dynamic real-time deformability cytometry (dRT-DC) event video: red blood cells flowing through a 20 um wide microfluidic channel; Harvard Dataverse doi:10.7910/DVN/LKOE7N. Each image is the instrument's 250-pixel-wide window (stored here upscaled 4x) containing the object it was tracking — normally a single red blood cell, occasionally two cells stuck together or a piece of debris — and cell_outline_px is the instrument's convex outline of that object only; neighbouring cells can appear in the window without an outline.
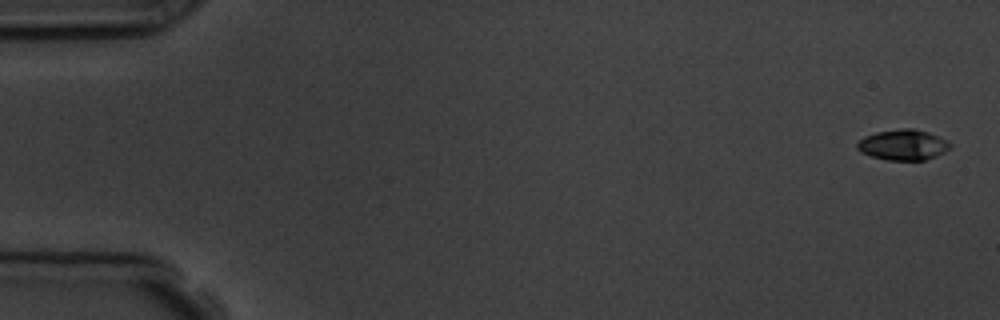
{"species": "common noctule bat (a hibernating species)", "species_latin": "Nyctalus noctula", "temperature_condition": "room temperature", "stored_images_in_passage": 10, "camera_frame_rate_fps": 3000, "um_per_image_px": 0.085, "animal": {"sex": "male", "body_mass_g": 19.5, "forearm_length_mm": 54.6}, "frame": {"image": 1, "passage_image": 1, "time_ms": 0.0, "image_size_px": [1000, 320], "cell_outline_px": [[952, 144], [944, 152], [936, 156], [924, 160], [888, 160], [872, 156], [860, 152], [856, 148], [856, 144], [864, 136], [876, 132], [900, 128], [912, 128], [928, 132], [948, 140]], "centroid_in_image_um": [76.75, 12.3], "position_along_channel_um": 8.2, "area_um2": 16.59}}
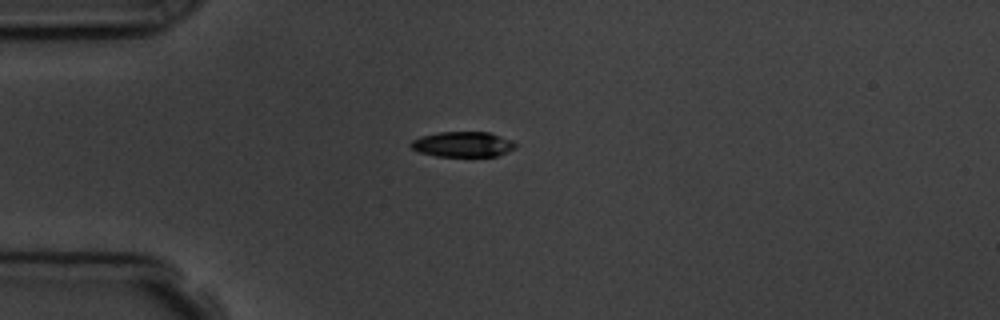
{"frame": {"image": 2, "passage_image": 4, "time_ms": 4.333, "image_size_px": [1000, 320], "cell_outline_px": [[516, 148], [496, 156], [436, 156], [420, 152], [412, 148], [408, 144], [412, 140], [420, 136], [440, 132], [488, 132], [512, 140], [516, 144]], "centroid_in_image_um": [39.32, 12.26], "position_along_channel_um": 45.7, "area_um2": 15.37}}
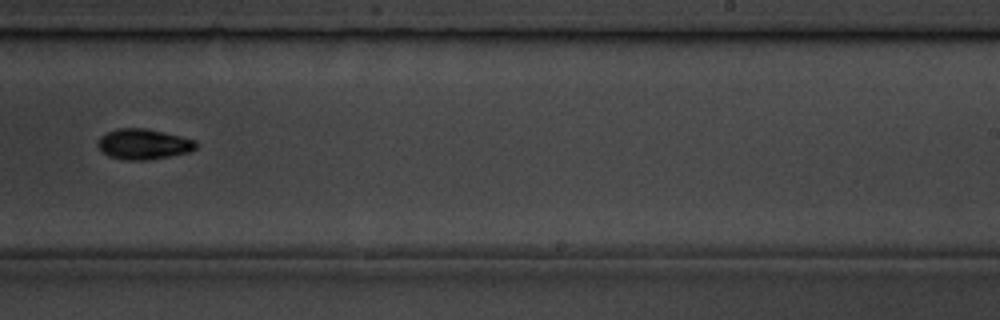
{"frame": {"image": 3, "passage_image": 10, "time_ms": 11.0, "image_size_px": [1000, 320], "cell_outline_px": [[200, 144], [196, 148], [188, 152], [148, 160], [124, 160], [108, 156], [100, 152], [96, 144], [100, 136], [108, 132], [120, 128], [144, 128], [164, 132], [196, 140]], "centroid_in_image_um": [12.17, 12.26], "position_along_channel_um": 276.8, "area_um2": 17.57}}